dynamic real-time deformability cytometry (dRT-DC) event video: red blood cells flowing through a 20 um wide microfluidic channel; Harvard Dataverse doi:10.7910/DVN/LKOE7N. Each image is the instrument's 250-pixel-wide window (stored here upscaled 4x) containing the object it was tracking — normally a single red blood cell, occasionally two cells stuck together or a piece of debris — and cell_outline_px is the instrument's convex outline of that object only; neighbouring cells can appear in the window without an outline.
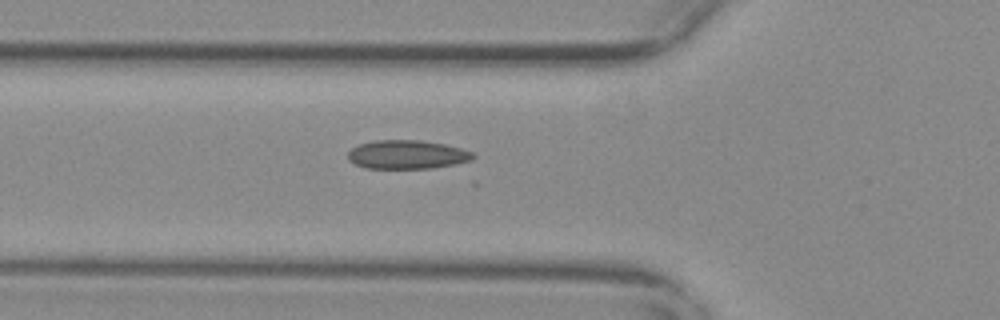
{"species": "common noctule bat (a hibernating species)", "species_latin": "Nyctalus noctula", "temperature_condition": "warm", "stored_images_in_passage": 37, "camera_frame_rate_fps": 3000, "um_per_image_px": 0.085, "animal": {"sex": "female", "body_mass_g": 29.2, "forearm_length_mm": 56.3}, "frame": {"image": 1, "passage_image": 2, "time_ms": 0.333, "image_size_px": [1000, 320], "cell_outline_px": [[476, 156], [472, 160], [456, 164], [432, 168], [364, 168], [348, 160], [348, 152], [352, 148], [360, 144], [372, 140], [420, 140], [444, 144], [460, 148], [472, 152]], "centroid_in_image_um": [34.6, 13.14], "position_along_channel_um": 91.2, "area_um2": 20.98}}
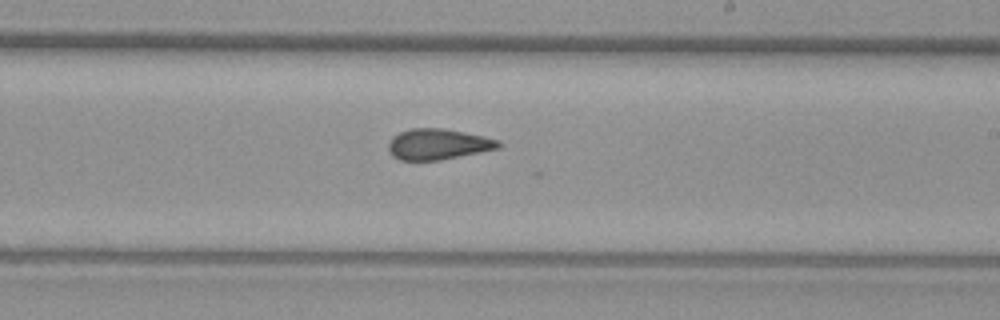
{"frame": {"image": 2, "passage_image": 15, "time_ms": 4.667, "image_size_px": [1000, 320], "cell_outline_px": [[504, 144], [500, 148], [440, 160], [400, 160], [392, 156], [388, 152], [388, 140], [392, 136], [400, 132], [412, 128], [444, 128], [484, 136], [500, 140]], "centroid_in_image_um": [37.23, 12.25], "position_along_channel_um": 251.8, "area_um2": 20.0}}
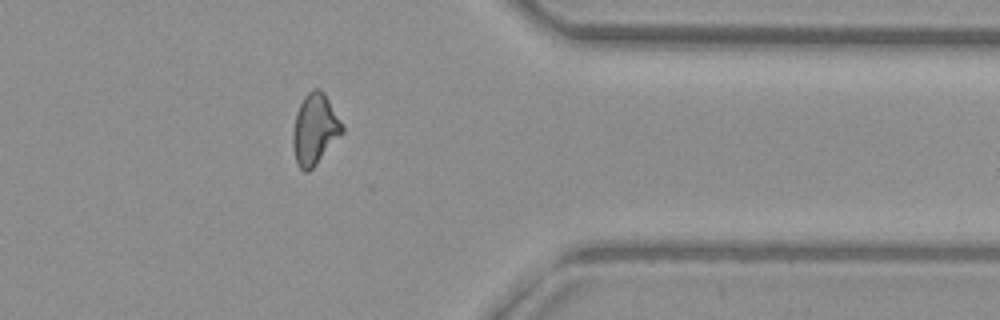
{"frame": {"image": 3, "passage_image": 27, "time_ms": 8.667, "image_size_px": [1000, 320], "cell_outline_px": [[344, 132], [316, 164], [308, 172], [304, 172], [296, 164], [292, 148], [292, 132], [296, 112], [304, 96], [312, 88], [320, 88], [324, 92], [344, 124]], "centroid_in_image_um": [26.75, 10.98], "position_along_channel_um": 384.6, "area_um2": 20.69}}